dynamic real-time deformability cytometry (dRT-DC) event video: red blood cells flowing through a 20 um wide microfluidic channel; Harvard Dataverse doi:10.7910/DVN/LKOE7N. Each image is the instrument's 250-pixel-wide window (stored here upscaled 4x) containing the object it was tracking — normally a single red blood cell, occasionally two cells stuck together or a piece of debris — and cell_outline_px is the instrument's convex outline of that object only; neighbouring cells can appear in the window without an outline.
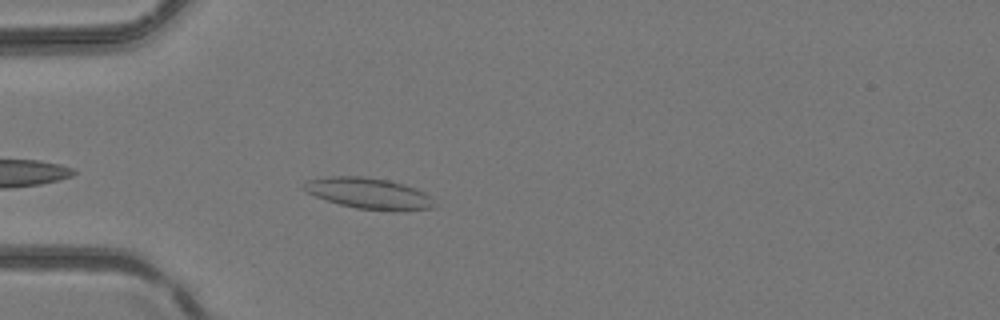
{"species": "common noctule bat (a hibernating species)", "species_latin": "Nyctalus noctula", "temperature_condition": "room temperature", "stored_images_in_passage": 30, "camera_frame_rate_fps": 3000, "um_per_image_px": 0.085, "animal": {"sex": "female", "body_mass_g": 24.6, "forearm_length_mm": 56.2}, "frame": {"image": 1, "passage_image": 3, "time_ms": 0.667, "image_size_px": [1000, 320], "cell_outline_px": [[436, 208], [400, 212], [392, 212], [356, 208], [340, 204], [316, 196], [300, 188], [308, 180], [332, 176], [360, 176], [388, 180], [404, 184], [416, 188], [424, 192], [436, 204]], "centroid_in_image_um": [31.41, 16.46], "position_along_channel_um": 53.6, "area_um2": 23.76}}
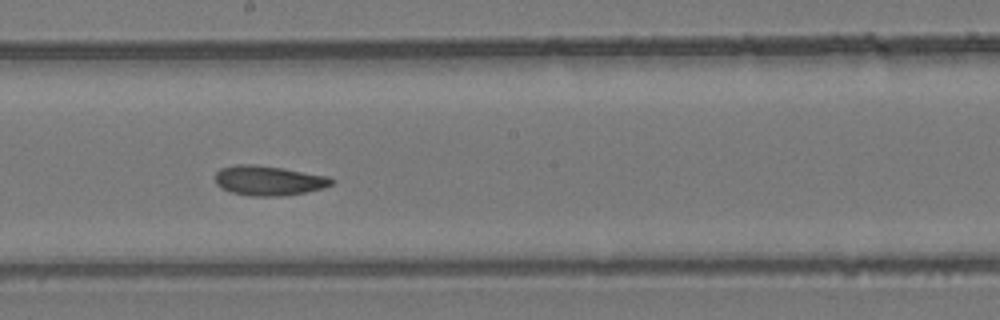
{"frame": {"image": 2, "passage_image": 14, "time_ms": 4.333, "image_size_px": [1000, 320], "cell_outline_px": [[336, 180], [332, 184], [324, 188], [304, 192], [280, 196], [252, 196], [232, 192], [220, 188], [216, 184], [216, 172], [220, 168], [236, 164], [256, 164], [284, 168], [328, 176]], "centroid_in_image_um": [22.83, 15.33], "position_along_channel_um": 225.4, "area_um2": 20.29}}
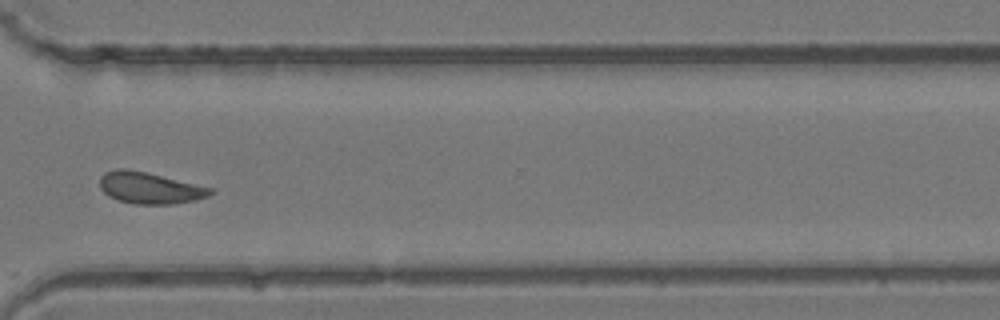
{"frame": {"image": 3, "passage_image": 22, "time_ms": 7.0, "image_size_px": [1000, 320], "cell_outline_px": [[212, 192], [208, 196], [196, 200], [176, 204], [136, 204], [120, 200], [108, 196], [100, 188], [100, 176], [104, 172], [116, 168], [128, 168], [212, 188]], "centroid_in_image_um": [12.69, 15.97], "position_along_channel_um": 357.9, "area_um2": 20.17}}